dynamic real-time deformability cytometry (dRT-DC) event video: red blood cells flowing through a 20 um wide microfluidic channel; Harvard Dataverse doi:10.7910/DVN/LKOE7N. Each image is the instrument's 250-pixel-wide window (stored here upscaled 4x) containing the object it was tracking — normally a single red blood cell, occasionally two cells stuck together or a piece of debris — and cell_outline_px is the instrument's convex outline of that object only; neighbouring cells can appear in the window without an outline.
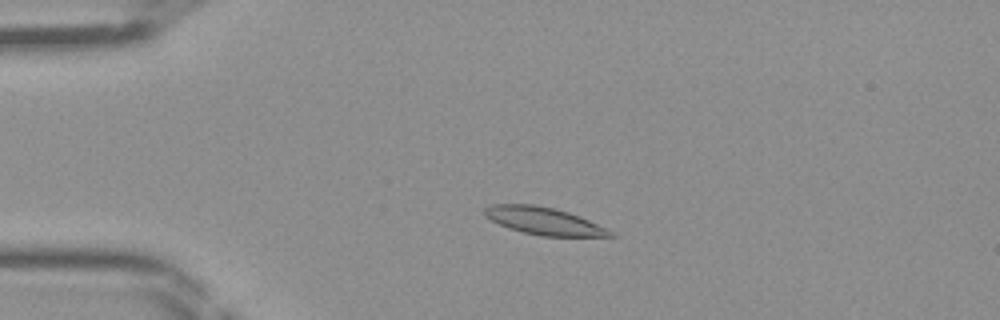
{"species": "Egyptian fruit bat (a non-hibernating species)", "species_latin": "Rousettus aegyptiacus", "temperature_condition": "room temperature", "stored_images_in_passage": 45, "camera_frame_rate_fps": 3000, "um_per_image_px": 0.085, "frame": {"image": 1, "passage_image": 10, "time_ms": 3.0, "image_size_px": [1000, 320], "cell_outline_px": [[616, 236], [540, 236], [508, 228], [484, 216], [484, 208], [492, 204], [536, 204], [556, 208], [580, 216], [616, 232]], "centroid_in_image_um": [46.25, 18.77], "position_along_channel_um": 38.7, "area_um2": 20.17}}
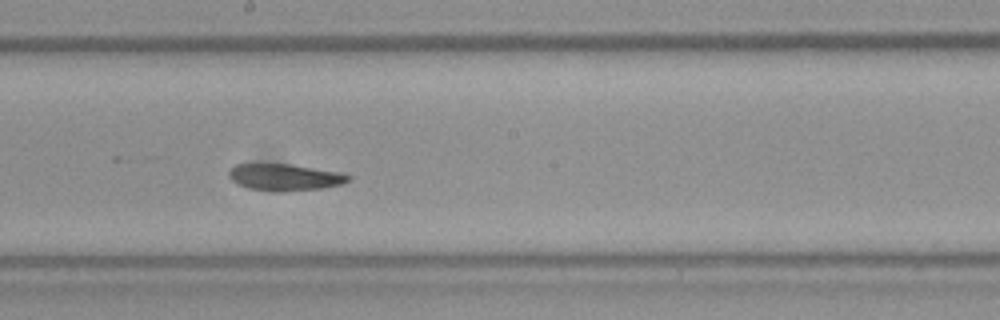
{"frame": {"image": 2, "passage_image": 25, "time_ms": 8.0, "image_size_px": [1000, 320], "cell_outline_px": [[352, 180], [340, 184], [320, 188], [280, 192], [248, 188], [236, 184], [228, 176], [228, 172], [236, 164], [288, 164], [340, 172], [352, 176]], "centroid_in_image_um": [24.2, 15.07], "position_along_channel_um": 224.0, "area_um2": 18.5}}
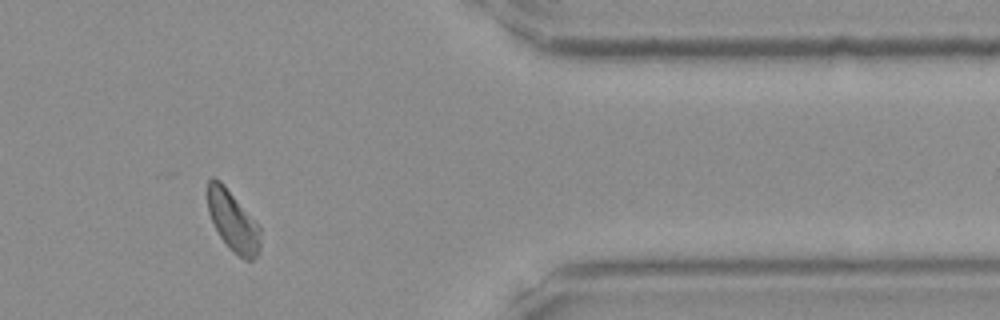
{"frame": {"image": 3, "passage_image": 38, "time_ms": 12.333, "image_size_px": [1000, 320], "cell_outline_px": [[260, 252], [252, 260], [244, 260], [232, 252], [228, 248], [220, 236], [208, 212], [208, 180], [212, 176], [220, 180], [224, 184], [260, 224]], "centroid_in_image_um": [19.83, 18.8], "position_along_channel_um": 391.6, "area_um2": 18.9}}